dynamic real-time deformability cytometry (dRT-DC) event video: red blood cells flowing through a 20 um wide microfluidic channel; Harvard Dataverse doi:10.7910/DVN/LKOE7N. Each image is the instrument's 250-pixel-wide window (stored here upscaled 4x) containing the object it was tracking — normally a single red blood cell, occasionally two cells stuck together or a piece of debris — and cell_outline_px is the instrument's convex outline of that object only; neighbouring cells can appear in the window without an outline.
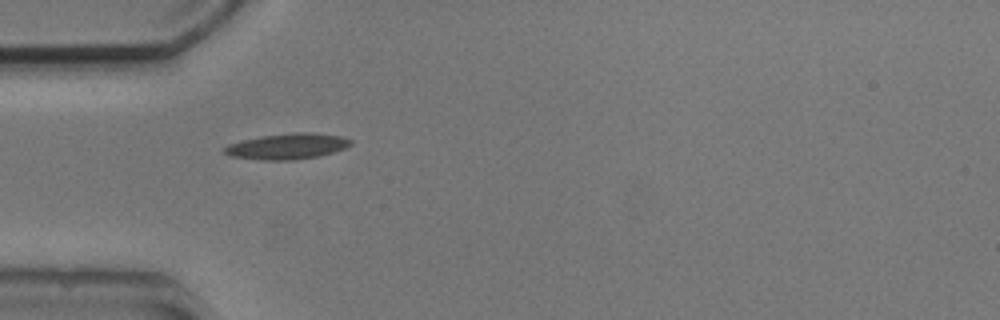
{"species": "common noctule bat (a hibernating species)", "species_latin": "Nyctalus noctula", "temperature_condition": "cold", "stored_images_in_passage": 2, "camera_frame_rate_fps": 3000, "um_per_image_px": 0.085, "animal": {"sex": "male", "body_mass_g": 20.5, "forearm_length_mm": 52.5}, "frame": {"image": 1, "passage_image": 1, "time_ms": 0.0, "image_size_px": [1000, 320], "cell_outline_px": [[352, 144], [344, 148], [332, 152], [316, 156], [292, 160], [260, 160], [228, 156], [220, 148], [228, 144], [240, 140], [260, 136], [296, 132], [312, 132], [340, 136], [352, 140]], "centroid_in_image_um": [24.34, 12.43], "position_along_channel_um": 60.7, "area_um2": 19.07}}